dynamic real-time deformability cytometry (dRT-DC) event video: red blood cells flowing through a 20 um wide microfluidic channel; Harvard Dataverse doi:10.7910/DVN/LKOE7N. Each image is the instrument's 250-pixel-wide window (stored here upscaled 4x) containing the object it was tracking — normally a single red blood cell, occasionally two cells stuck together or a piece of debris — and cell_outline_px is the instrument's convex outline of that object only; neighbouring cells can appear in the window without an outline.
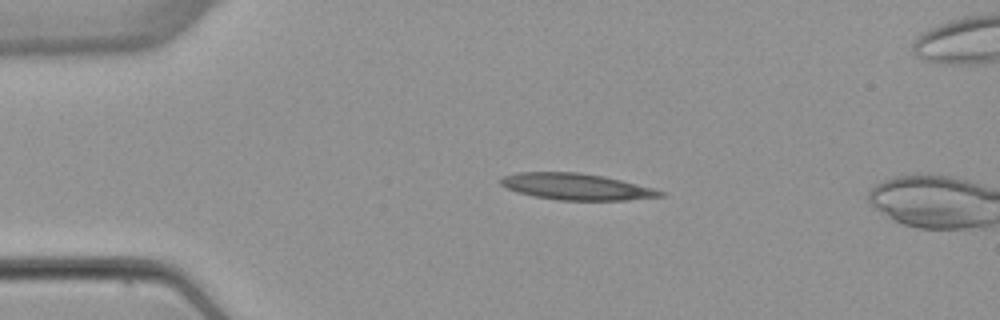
{"species": "common noctule bat (a hibernating species)", "species_latin": "Nyctalus noctula", "temperature_condition": "warm", "stored_images_in_passage": 3, "camera_frame_rate_fps": 3000, "um_per_image_px": 0.085, "animal": {"sex": "female", "body_mass_g": 22.7, "forearm_length_mm": 54.2}, "frame": {"image": 1, "passage_image": 1, "time_ms": 0.0, "image_size_px": [1000, 320], "cell_outline_px": [[664, 196], [628, 200], [560, 200], [532, 196], [516, 192], [500, 184], [500, 180], [504, 176], [520, 172], [576, 172], [604, 176], [652, 188], [664, 192]], "centroid_in_image_um": [48.96, 15.87], "position_along_channel_um": 36.0, "area_um2": 24.33}}